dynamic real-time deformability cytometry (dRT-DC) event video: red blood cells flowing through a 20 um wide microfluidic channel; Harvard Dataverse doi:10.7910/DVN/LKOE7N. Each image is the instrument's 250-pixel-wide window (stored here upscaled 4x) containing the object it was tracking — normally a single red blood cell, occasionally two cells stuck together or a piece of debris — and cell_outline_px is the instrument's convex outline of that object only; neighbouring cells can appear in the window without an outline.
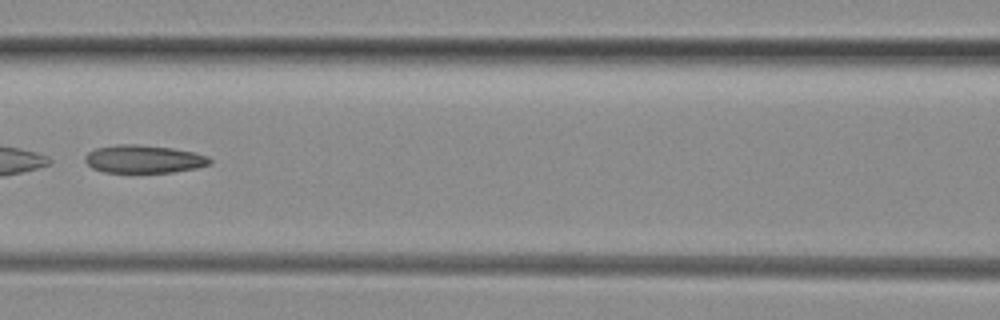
{"species": "common noctule bat (a hibernating species)", "species_latin": "Nyctalus noctula", "temperature_condition": "room temperature", "stored_images_in_passage": 34, "camera_frame_rate_fps": 3000, "um_per_image_px": 0.085, "animal": {"sex": "female", "body_mass_g": 29.2, "forearm_length_mm": 56.3}, "frame": {"image": 1, "passage_image": 14, "time_ms": 4.333, "image_size_px": [1000, 320], "cell_outline_px": [[212, 164], [196, 168], [172, 172], [104, 172], [92, 168], [84, 160], [84, 156], [88, 152], [96, 148], [116, 144], [136, 144], [172, 148], [196, 152], [208, 156], [212, 160]], "centroid_in_image_um": [12.24, 13.51], "position_along_channel_um": 154.4, "area_um2": 20.46}, "authors_computed_cell_mechanics": {"area_um2": 20.6924, "velocity_mm_per_s": 4.1525, "shape_relaxation_time_tau1_ms": null, "shape_relaxation_time_tau2_ms": 5.3647, "deformation_change_tau1": null, "deformation_change_tau2": 0.1759}}